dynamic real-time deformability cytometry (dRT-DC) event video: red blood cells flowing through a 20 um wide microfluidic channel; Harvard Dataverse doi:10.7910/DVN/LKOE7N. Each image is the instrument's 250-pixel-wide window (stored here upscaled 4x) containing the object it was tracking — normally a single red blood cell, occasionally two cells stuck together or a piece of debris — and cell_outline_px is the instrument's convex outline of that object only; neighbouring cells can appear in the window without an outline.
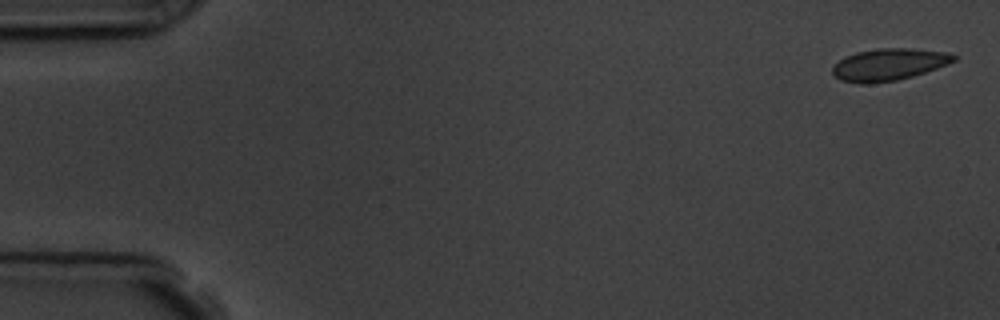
{"species": "common noctule bat (a hibernating species)", "species_latin": "Nyctalus noctula", "temperature_condition": "room temperature", "stored_images_in_passage": 4, "camera_frame_rate_fps": 3000, "um_per_image_px": 0.085, "animal": {"sex": "male", "body_mass_g": 19.5, "forearm_length_mm": 54.6}, "frame": {"image": 1, "passage_image": 1, "time_ms": 0.0, "image_size_px": [1000, 320], "cell_outline_px": [[956, 60], [948, 64], [912, 76], [896, 80], [872, 84], [860, 84], [840, 80], [832, 72], [832, 68], [844, 56], [856, 52], [880, 48], [908, 48], [948, 52], [956, 56]], "centroid_in_image_um": [75.54, 5.48], "position_along_channel_um": 9.5, "area_um2": 22.54}}
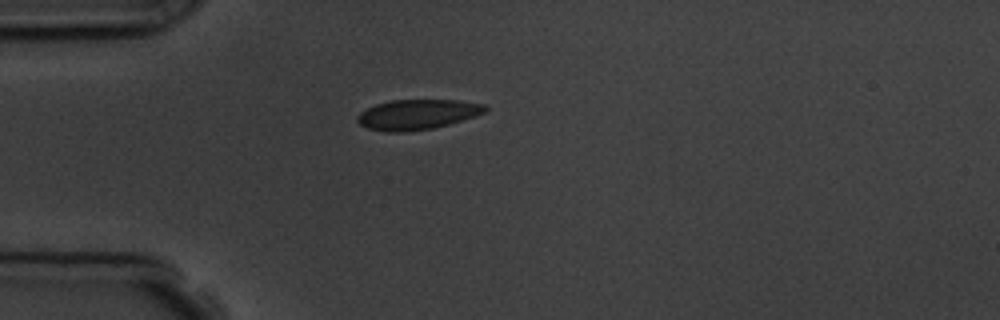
{"frame": {"image": 2, "passage_image": 4, "time_ms": 4.333, "image_size_px": [1000, 320], "cell_outline_px": [[488, 108], [484, 112], [476, 116], [448, 124], [432, 128], [400, 132], [388, 132], [368, 128], [360, 124], [356, 120], [356, 116], [360, 112], [376, 104], [392, 100], [460, 100], [484, 104]], "centroid_in_image_um": [35.47, 9.72], "position_along_channel_um": 49.5, "area_um2": 22.25}}